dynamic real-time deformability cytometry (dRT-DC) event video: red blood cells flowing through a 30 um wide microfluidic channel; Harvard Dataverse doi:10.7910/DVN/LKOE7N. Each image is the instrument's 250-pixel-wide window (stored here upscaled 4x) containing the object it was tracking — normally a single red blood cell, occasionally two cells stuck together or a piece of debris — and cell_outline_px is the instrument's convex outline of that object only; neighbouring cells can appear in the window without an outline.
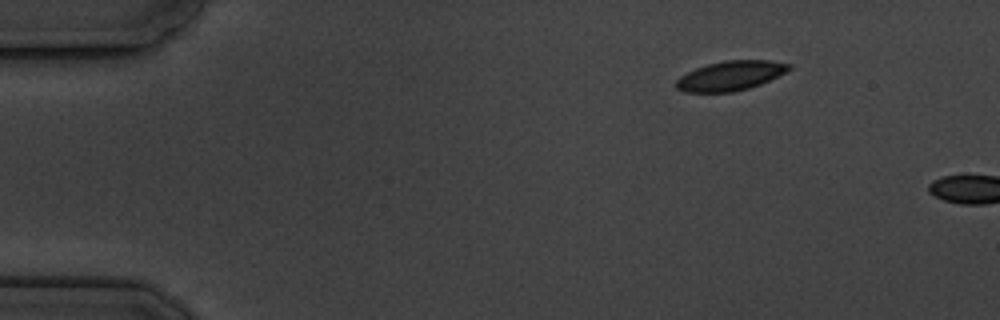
{"species": "common noctule bat (a hibernating species)", "species_latin": "Nyctalus noctula", "temperature_condition": "cold", "stored_images_in_passage": 2, "camera_frame_rate_fps": 3000, "um_per_image_px": 0.085, "animal": {"sex": "male", "body_mass_g": 19.5, "forearm_length_mm": 54.6}, "frame": {"image": 1, "passage_image": 1, "time_ms": 0.0, "image_size_px": [1000, 320], "cell_outline_px": [[792, 68], [760, 84], [748, 88], [732, 92], [684, 92], [676, 88], [676, 80], [680, 76], [696, 68], [708, 64], [724, 60], [772, 60], [792, 64]], "centroid_in_image_um": [62.08, 6.43], "position_along_channel_um": 22.9, "area_um2": 19.31}}